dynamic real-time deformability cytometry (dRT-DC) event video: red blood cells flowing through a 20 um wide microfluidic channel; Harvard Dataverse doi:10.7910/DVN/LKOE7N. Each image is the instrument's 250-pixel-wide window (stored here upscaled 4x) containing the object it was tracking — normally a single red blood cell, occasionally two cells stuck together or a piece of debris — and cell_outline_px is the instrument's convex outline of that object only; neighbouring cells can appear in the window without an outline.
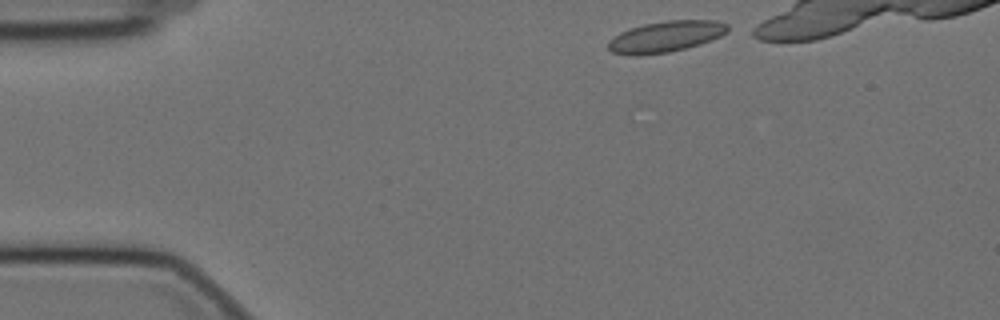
{"species": "Egyptian fruit bat (a non-hibernating species)", "species_latin": "Rousettus aegyptiacus", "temperature_condition": "cold", "stored_images_in_passage": 20, "camera_frame_rate_fps": 3000, "um_per_image_px": 0.085, "animal": {"sex": "female"}, "frame": {"image": 1, "passage_image": 1, "time_ms": 0.0, "image_size_px": [1000, 320], "cell_outline_px": [[728, 32], [720, 36], [700, 44], [668, 52], [640, 56], [632, 56], [612, 52], [608, 48], [608, 40], [620, 32], [644, 24], [668, 20], [716, 20], [728, 24]], "centroid_in_image_um": [56.57, 3.11], "position_along_channel_um": 28.4, "area_um2": 21.62}}
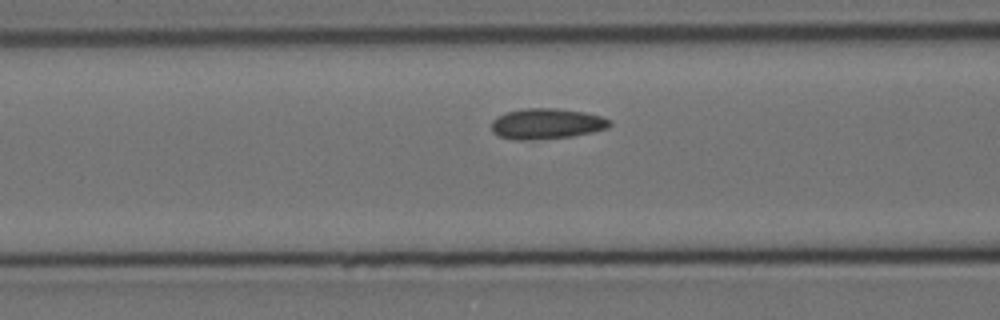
{"frame": {"image": 2, "passage_image": 14, "time_ms": 4.333, "image_size_px": [1000, 320], "cell_outline_px": [[612, 124], [608, 128], [592, 132], [572, 136], [524, 140], [516, 140], [500, 136], [492, 132], [492, 120], [496, 116], [508, 112], [524, 108], [556, 108], [584, 112], [600, 116], [608, 120]], "centroid_in_image_um": [46.44, 10.51], "position_along_channel_um": 120.2, "area_um2": 20.92}}
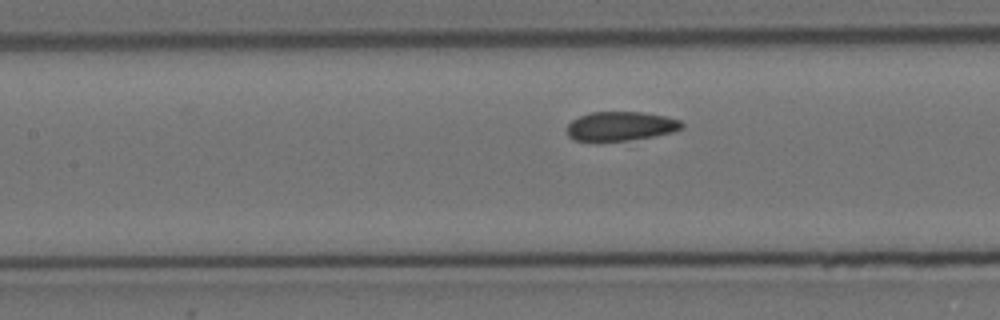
{"frame": {"image": 3, "passage_image": 17, "time_ms": 5.333, "image_size_px": [1000, 320], "cell_outline_px": [[684, 128], [672, 132], [652, 136], [628, 140], [572, 140], [568, 136], [568, 124], [572, 120], [580, 116], [592, 112], [640, 112], [664, 116], [680, 120], [684, 124]], "centroid_in_image_um": [52.77, 10.71], "position_along_channel_um": 154.6, "area_um2": 19.19}}